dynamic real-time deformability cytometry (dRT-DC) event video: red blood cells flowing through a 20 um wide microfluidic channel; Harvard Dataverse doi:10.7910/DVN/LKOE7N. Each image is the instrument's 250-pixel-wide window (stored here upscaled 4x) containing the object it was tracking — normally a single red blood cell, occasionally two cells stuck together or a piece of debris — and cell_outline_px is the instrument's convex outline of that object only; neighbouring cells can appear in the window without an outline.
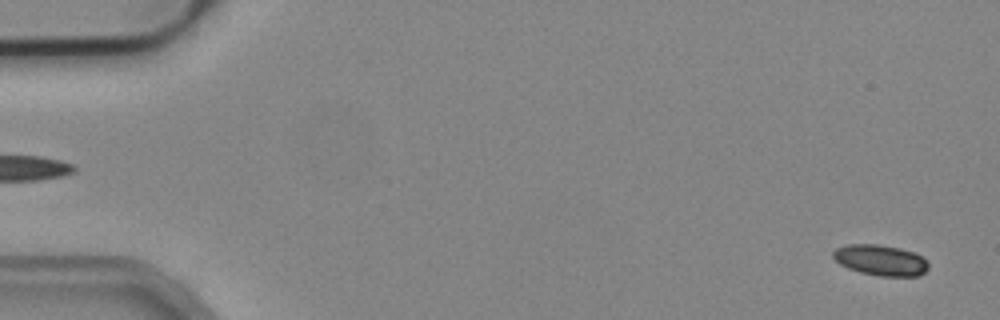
{"species": "common noctule bat (a hibernating species)", "species_latin": "Nyctalus noctula", "temperature_condition": "cold", "stored_images_in_passage": 49, "camera_frame_rate_fps": 3000, "um_per_image_px": 0.085, "animal": {"sex": "male", "body_mass_g": 19.2, "forearm_length_mm": 51.8}, "frame": {"image": 1, "passage_image": 3, "time_ms": 0.667, "image_size_px": [1000, 320], "cell_outline_px": [[928, 268], [920, 276], [880, 276], [860, 272], [848, 268], [840, 264], [832, 256], [832, 252], [836, 248], [848, 244], [876, 244], [900, 248], [916, 252], [928, 264]], "centroid_in_image_um": [74.84, 22.11], "position_along_channel_um": 10.2, "area_um2": 17.05}}
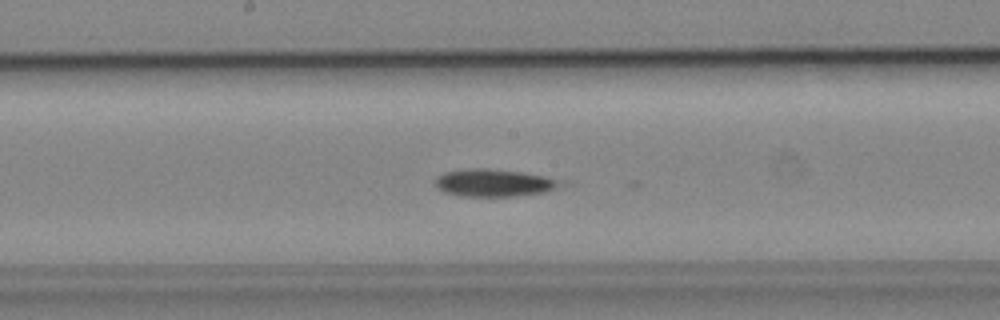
{"frame": {"image": 2, "passage_image": 29, "time_ms": 9.333, "image_size_px": [1000, 320], "cell_outline_px": [[572, 184], [544, 192], [516, 196], [464, 196], [444, 192], [436, 184], [436, 176], [444, 172], [468, 168], [488, 168], [520, 172], [572, 180]], "centroid_in_image_um": [42.18, 15.53], "position_along_channel_um": 206.0, "area_um2": 20.58}}
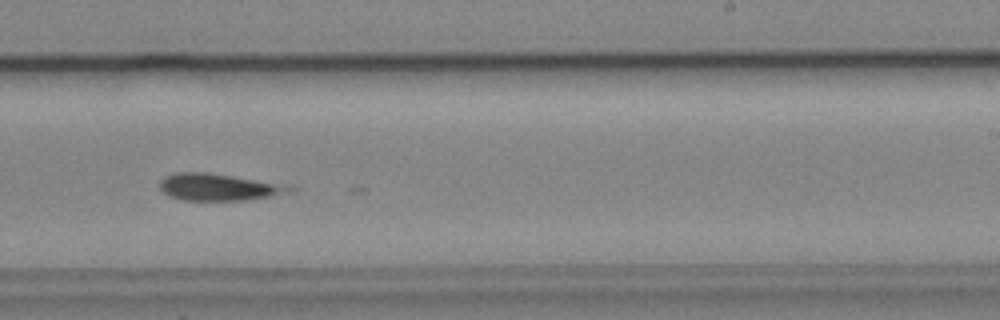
{"frame": {"image": 3, "passage_image": 34, "time_ms": 11.0, "image_size_px": [1000, 320], "cell_outline_px": [[296, 188], [292, 192], [244, 200], [184, 200], [168, 196], [160, 188], [160, 180], [164, 176], [176, 172], [208, 172], [292, 184]], "centroid_in_image_um": [18.65, 15.88], "position_along_channel_um": 270.4, "area_um2": 20.75}}